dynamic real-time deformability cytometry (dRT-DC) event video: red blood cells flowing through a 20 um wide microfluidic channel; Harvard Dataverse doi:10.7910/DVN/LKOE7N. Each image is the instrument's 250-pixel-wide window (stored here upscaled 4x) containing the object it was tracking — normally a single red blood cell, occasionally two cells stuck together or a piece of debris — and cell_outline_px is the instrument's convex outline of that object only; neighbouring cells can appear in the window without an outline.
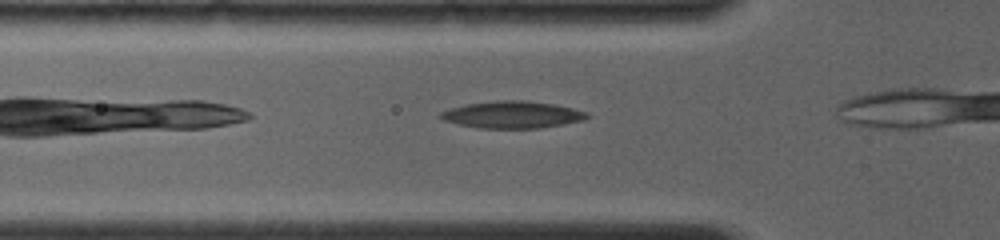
{"species": "common noctule bat (a hibernating species)", "species_latin": "Nyctalus noctula", "temperature_condition": "room temperature", "stored_images_in_passage": 7, "camera_frame_rate_fps": 4000, "um_per_image_px": 0.085, "animal": {"sex": "female", "body_mass_g": 19.0, "forearm_length_mm": 56.7}, "frame": {"image": 1, "passage_image": 3, "time_ms": 0.75, "image_size_px": [1000, 240], "cell_outline_px": [[592, 116], [584, 120], [564, 124], [540, 128], [480, 128], [456, 124], [444, 120], [436, 116], [440, 112], [448, 108], [468, 104], [496, 100], [524, 100], [556, 104], [588, 112]], "centroid_in_image_um": [43.55, 9.74], "position_along_channel_um": 82.2, "area_um2": 23.35}}